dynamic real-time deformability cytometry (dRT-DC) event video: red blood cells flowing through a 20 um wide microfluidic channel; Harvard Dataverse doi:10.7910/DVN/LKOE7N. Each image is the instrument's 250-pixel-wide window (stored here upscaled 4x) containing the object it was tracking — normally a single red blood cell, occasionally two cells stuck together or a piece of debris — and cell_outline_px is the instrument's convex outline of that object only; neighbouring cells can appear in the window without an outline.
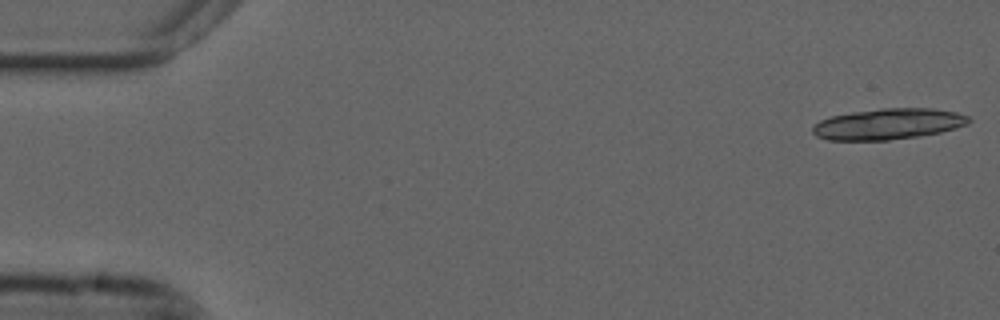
{"species": "common noctule bat (a hibernating species)", "species_latin": "Nyctalus noctula", "temperature_condition": "cold", "stored_images_in_passage": 18, "camera_frame_rate_fps": 3000, "um_per_image_px": 0.085, "animal": {"sex": "male", "forearm_length_mm": 52.5}, "frame": {"image": 1, "passage_image": 1, "time_ms": 0.0, "image_size_px": [1000, 320], "cell_outline_px": [[972, 120], [968, 124], [940, 132], [920, 136], [888, 140], [828, 140], [816, 136], [812, 132], [812, 128], [820, 120], [832, 116], [852, 112], [880, 108], [932, 108], [956, 112], [968, 116]], "centroid_in_image_um": [75.5, 10.54], "position_along_channel_um": 9.5, "area_um2": 28.15}}